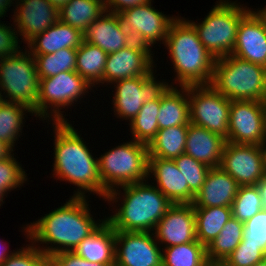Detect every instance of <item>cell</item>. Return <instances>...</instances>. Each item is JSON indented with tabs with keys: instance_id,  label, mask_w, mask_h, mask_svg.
Instances as JSON below:
<instances>
[{
	"instance_id": "d4e9b609",
	"label": "cell",
	"mask_w": 266,
	"mask_h": 266,
	"mask_svg": "<svg viewBox=\"0 0 266 266\" xmlns=\"http://www.w3.org/2000/svg\"><path fill=\"white\" fill-rule=\"evenodd\" d=\"M73 252L83 259L101 264H115V230L105 220L84 238Z\"/></svg>"
},
{
	"instance_id": "4fadbf2b",
	"label": "cell",
	"mask_w": 266,
	"mask_h": 266,
	"mask_svg": "<svg viewBox=\"0 0 266 266\" xmlns=\"http://www.w3.org/2000/svg\"><path fill=\"white\" fill-rule=\"evenodd\" d=\"M117 14L133 41L150 49L157 41H162V44H165L168 28L176 18V16H166L157 11L152 7V0L123 9Z\"/></svg>"
},
{
	"instance_id": "ee69618b",
	"label": "cell",
	"mask_w": 266,
	"mask_h": 266,
	"mask_svg": "<svg viewBox=\"0 0 266 266\" xmlns=\"http://www.w3.org/2000/svg\"><path fill=\"white\" fill-rule=\"evenodd\" d=\"M149 0H104L106 10L119 13L123 9L148 2Z\"/></svg>"
},
{
	"instance_id": "9a60e30c",
	"label": "cell",
	"mask_w": 266,
	"mask_h": 266,
	"mask_svg": "<svg viewBox=\"0 0 266 266\" xmlns=\"http://www.w3.org/2000/svg\"><path fill=\"white\" fill-rule=\"evenodd\" d=\"M220 167L240 186L257 185L266 174L260 145L226 142Z\"/></svg>"
},
{
	"instance_id": "bcb514c9",
	"label": "cell",
	"mask_w": 266,
	"mask_h": 266,
	"mask_svg": "<svg viewBox=\"0 0 266 266\" xmlns=\"http://www.w3.org/2000/svg\"><path fill=\"white\" fill-rule=\"evenodd\" d=\"M13 153V149L3 141H0V160L7 159Z\"/></svg>"
},
{
	"instance_id": "74e56055",
	"label": "cell",
	"mask_w": 266,
	"mask_h": 266,
	"mask_svg": "<svg viewBox=\"0 0 266 266\" xmlns=\"http://www.w3.org/2000/svg\"><path fill=\"white\" fill-rule=\"evenodd\" d=\"M13 155L14 153L7 159L0 160V187L6 193L19 188L28 179L26 172Z\"/></svg>"
},
{
	"instance_id": "ba28073f",
	"label": "cell",
	"mask_w": 266,
	"mask_h": 266,
	"mask_svg": "<svg viewBox=\"0 0 266 266\" xmlns=\"http://www.w3.org/2000/svg\"><path fill=\"white\" fill-rule=\"evenodd\" d=\"M21 51L0 59V100L25 104L36 117L39 86L36 62L27 48Z\"/></svg>"
},
{
	"instance_id": "f546056e",
	"label": "cell",
	"mask_w": 266,
	"mask_h": 266,
	"mask_svg": "<svg viewBox=\"0 0 266 266\" xmlns=\"http://www.w3.org/2000/svg\"><path fill=\"white\" fill-rule=\"evenodd\" d=\"M244 235V223L232 217L224 225L207 249V259L210 265L223 263L240 244Z\"/></svg>"
},
{
	"instance_id": "d6a6232c",
	"label": "cell",
	"mask_w": 266,
	"mask_h": 266,
	"mask_svg": "<svg viewBox=\"0 0 266 266\" xmlns=\"http://www.w3.org/2000/svg\"><path fill=\"white\" fill-rule=\"evenodd\" d=\"M162 266H210L207 249L198 240L162 248Z\"/></svg>"
},
{
	"instance_id": "8fae6325",
	"label": "cell",
	"mask_w": 266,
	"mask_h": 266,
	"mask_svg": "<svg viewBox=\"0 0 266 266\" xmlns=\"http://www.w3.org/2000/svg\"><path fill=\"white\" fill-rule=\"evenodd\" d=\"M115 88L113 94V110L118 118L132 119L138 114L145 102L161 99L171 86L164 81H157L152 71L148 75L126 78L112 83Z\"/></svg>"
},
{
	"instance_id": "7dc6e473",
	"label": "cell",
	"mask_w": 266,
	"mask_h": 266,
	"mask_svg": "<svg viewBox=\"0 0 266 266\" xmlns=\"http://www.w3.org/2000/svg\"><path fill=\"white\" fill-rule=\"evenodd\" d=\"M44 266H64L54 255H45Z\"/></svg>"
},
{
	"instance_id": "ffe728a7",
	"label": "cell",
	"mask_w": 266,
	"mask_h": 266,
	"mask_svg": "<svg viewBox=\"0 0 266 266\" xmlns=\"http://www.w3.org/2000/svg\"><path fill=\"white\" fill-rule=\"evenodd\" d=\"M150 175L156 180L154 185L173 204H193L195 195L174 160L148 157V177Z\"/></svg>"
},
{
	"instance_id": "5bb4252c",
	"label": "cell",
	"mask_w": 266,
	"mask_h": 266,
	"mask_svg": "<svg viewBox=\"0 0 266 266\" xmlns=\"http://www.w3.org/2000/svg\"><path fill=\"white\" fill-rule=\"evenodd\" d=\"M115 265L162 266V249L154 233L115 231Z\"/></svg>"
},
{
	"instance_id": "6da1fadb",
	"label": "cell",
	"mask_w": 266,
	"mask_h": 266,
	"mask_svg": "<svg viewBox=\"0 0 266 266\" xmlns=\"http://www.w3.org/2000/svg\"><path fill=\"white\" fill-rule=\"evenodd\" d=\"M87 202L89 201L86 200V197L72 196L63 206L45 214L37 221L27 224V227H24L27 239L45 255L73 251L104 221L103 219L98 223L95 221ZM36 243L47 245H45L46 247L42 245L41 248ZM49 244L50 246H48Z\"/></svg>"
},
{
	"instance_id": "ab89813d",
	"label": "cell",
	"mask_w": 266,
	"mask_h": 266,
	"mask_svg": "<svg viewBox=\"0 0 266 266\" xmlns=\"http://www.w3.org/2000/svg\"><path fill=\"white\" fill-rule=\"evenodd\" d=\"M266 258V253L258 246L243 245L241 242L223 263L216 266H254Z\"/></svg>"
},
{
	"instance_id": "c3c4849f",
	"label": "cell",
	"mask_w": 266,
	"mask_h": 266,
	"mask_svg": "<svg viewBox=\"0 0 266 266\" xmlns=\"http://www.w3.org/2000/svg\"><path fill=\"white\" fill-rule=\"evenodd\" d=\"M13 0H0V17L2 18L3 16H5L6 12L8 11V9L10 8V6H12L11 4H13L12 2ZM0 18V19H1Z\"/></svg>"
},
{
	"instance_id": "277c9868",
	"label": "cell",
	"mask_w": 266,
	"mask_h": 266,
	"mask_svg": "<svg viewBox=\"0 0 266 266\" xmlns=\"http://www.w3.org/2000/svg\"><path fill=\"white\" fill-rule=\"evenodd\" d=\"M169 50L174 80L180 86L210 85L216 58L201 43L198 33L183 17L170 24L164 44Z\"/></svg>"
},
{
	"instance_id": "484cf974",
	"label": "cell",
	"mask_w": 266,
	"mask_h": 266,
	"mask_svg": "<svg viewBox=\"0 0 266 266\" xmlns=\"http://www.w3.org/2000/svg\"><path fill=\"white\" fill-rule=\"evenodd\" d=\"M172 85L160 99L157 116L159 130L174 126H188L190 123L188 86H180L181 89L178 90V87Z\"/></svg>"
},
{
	"instance_id": "db71d44e",
	"label": "cell",
	"mask_w": 266,
	"mask_h": 266,
	"mask_svg": "<svg viewBox=\"0 0 266 266\" xmlns=\"http://www.w3.org/2000/svg\"><path fill=\"white\" fill-rule=\"evenodd\" d=\"M6 194L7 193L0 187V206L2 205V203H4L3 200H4V196L7 197Z\"/></svg>"
},
{
	"instance_id": "f1b7e54d",
	"label": "cell",
	"mask_w": 266,
	"mask_h": 266,
	"mask_svg": "<svg viewBox=\"0 0 266 266\" xmlns=\"http://www.w3.org/2000/svg\"><path fill=\"white\" fill-rule=\"evenodd\" d=\"M188 126H174L158 130L148 145V157L171 159L185 153Z\"/></svg>"
},
{
	"instance_id": "f5cc1de1",
	"label": "cell",
	"mask_w": 266,
	"mask_h": 266,
	"mask_svg": "<svg viewBox=\"0 0 266 266\" xmlns=\"http://www.w3.org/2000/svg\"><path fill=\"white\" fill-rule=\"evenodd\" d=\"M261 147H262V150H263L264 168H265V173H266V140L261 145Z\"/></svg>"
},
{
	"instance_id": "836d02e7",
	"label": "cell",
	"mask_w": 266,
	"mask_h": 266,
	"mask_svg": "<svg viewBox=\"0 0 266 266\" xmlns=\"http://www.w3.org/2000/svg\"><path fill=\"white\" fill-rule=\"evenodd\" d=\"M160 99L145 102L138 114L132 119L130 130L132 139L149 145L159 130L157 116L159 115Z\"/></svg>"
},
{
	"instance_id": "11a10c76",
	"label": "cell",
	"mask_w": 266,
	"mask_h": 266,
	"mask_svg": "<svg viewBox=\"0 0 266 266\" xmlns=\"http://www.w3.org/2000/svg\"><path fill=\"white\" fill-rule=\"evenodd\" d=\"M254 266H266V258H264L262 261L256 263Z\"/></svg>"
},
{
	"instance_id": "60d3db41",
	"label": "cell",
	"mask_w": 266,
	"mask_h": 266,
	"mask_svg": "<svg viewBox=\"0 0 266 266\" xmlns=\"http://www.w3.org/2000/svg\"><path fill=\"white\" fill-rule=\"evenodd\" d=\"M45 254L37 246L29 244L26 247L10 253L1 266H43Z\"/></svg>"
},
{
	"instance_id": "d6986e66",
	"label": "cell",
	"mask_w": 266,
	"mask_h": 266,
	"mask_svg": "<svg viewBox=\"0 0 266 266\" xmlns=\"http://www.w3.org/2000/svg\"><path fill=\"white\" fill-rule=\"evenodd\" d=\"M231 55L266 67V25L251 8L240 20Z\"/></svg>"
},
{
	"instance_id": "f35d334b",
	"label": "cell",
	"mask_w": 266,
	"mask_h": 266,
	"mask_svg": "<svg viewBox=\"0 0 266 266\" xmlns=\"http://www.w3.org/2000/svg\"><path fill=\"white\" fill-rule=\"evenodd\" d=\"M243 245L258 246L266 253V210L263 209L244 223Z\"/></svg>"
},
{
	"instance_id": "3957f363",
	"label": "cell",
	"mask_w": 266,
	"mask_h": 266,
	"mask_svg": "<svg viewBox=\"0 0 266 266\" xmlns=\"http://www.w3.org/2000/svg\"><path fill=\"white\" fill-rule=\"evenodd\" d=\"M147 183L148 180L123 185L107 193L105 201L108 203L118 202L123 196L115 214L105 218L115 231L153 232L173 205L156 186Z\"/></svg>"
},
{
	"instance_id": "1f68e13d",
	"label": "cell",
	"mask_w": 266,
	"mask_h": 266,
	"mask_svg": "<svg viewBox=\"0 0 266 266\" xmlns=\"http://www.w3.org/2000/svg\"><path fill=\"white\" fill-rule=\"evenodd\" d=\"M26 111L34 116L33 110L25 104L0 100V141L8 144L12 149L22 133Z\"/></svg>"
},
{
	"instance_id": "681fc988",
	"label": "cell",
	"mask_w": 266,
	"mask_h": 266,
	"mask_svg": "<svg viewBox=\"0 0 266 266\" xmlns=\"http://www.w3.org/2000/svg\"><path fill=\"white\" fill-rule=\"evenodd\" d=\"M3 246H4V244L2 245V242L0 240V266L6 261V259L10 255L9 253L12 252V251L9 252V250L7 251L6 246L5 247H3Z\"/></svg>"
},
{
	"instance_id": "2e32d148",
	"label": "cell",
	"mask_w": 266,
	"mask_h": 266,
	"mask_svg": "<svg viewBox=\"0 0 266 266\" xmlns=\"http://www.w3.org/2000/svg\"><path fill=\"white\" fill-rule=\"evenodd\" d=\"M151 50L133 41L119 51L108 54L102 84L150 74L156 68Z\"/></svg>"
},
{
	"instance_id": "4dcf8cb0",
	"label": "cell",
	"mask_w": 266,
	"mask_h": 266,
	"mask_svg": "<svg viewBox=\"0 0 266 266\" xmlns=\"http://www.w3.org/2000/svg\"><path fill=\"white\" fill-rule=\"evenodd\" d=\"M108 54L101 48L83 41L77 48L75 71L83 77L91 87L102 84L103 73Z\"/></svg>"
},
{
	"instance_id": "7402d4cb",
	"label": "cell",
	"mask_w": 266,
	"mask_h": 266,
	"mask_svg": "<svg viewBox=\"0 0 266 266\" xmlns=\"http://www.w3.org/2000/svg\"><path fill=\"white\" fill-rule=\"evenodd\" d=\"M239 187L238 182L221 167L210 168L193 207H231Z\"/></svg>"
},
{
	"instance_id": "f6af8a7d",
	"label": "cell",
	"mask_w": 266,
	"mask_h": 266,
	"mask_svg": "<svg viewBox=\"0 0 266 266\" xmlns=\"http://www.w3.org/2000/svg\"><path fill=\"white\" fill-rule=\"evenodd\" d=\"M257 187L261 195L263 208L266 210V174L258 182Z\"/></svg>"
},
{
	"instance_id": "e575fe53",
	"label": "cell",
	"mask_w": 266,
	"mask_h": 266,
	"mask_svg": "<svg viewBox=\"0 0 266 266\" xmlns=\"http://www.w3.org/2000/svg\"><path fill=\"white\" fill-rule=\"evenodd\" d=\"M39 79L65 71H75L77 49L63 48L53 54L33 55Z\"/></svg>"
},
{
	"instance_id": "9c48e42d",
	"label": "cell",
	"mask_w": 266,
	"mask_h": 266,
	"mask_svg": "<svg viewBox=\"0 0 266 266\" xmlns=\"http://www.w3.org/2000/svg\"><path fill=\"white\" fill-rule=\"evenodd\" d=\"M88 89H92L91 85L76 71H65L39 79L36 117L43 121L50 119L52 122H67L66 115L60 110L76 104L74 102L81 96L83 98L86 92L89 93Z\"/></svg>"
},
{
	"instance_id": "52a82bcc",
	"label": "cell",
	"mask_w": 266,
	"mask_h": 266,
	"mask_svg": "<svg viewBox=\"0 0 266 266\" xmlns=\"http://www.w3.org/2000/svg\"><path fill=\"white\" fill-rule=\"evenodd\" d=\"M228 1H217L201 24L190 22L203 46L216 59L232 54L240 20L250 10L240 3Z\"/></svg>"
},
{
	"instance_id": "7bdbcfd3",
	"label": "cell",
	"mask_w": 266,
	"mask_h": 266,
	"mask_svg": "<svg viewBox=\"0 0 266 266\" xmlns=\"http://www.w3.org/2000/svg\"><path fill=\"white\" fill-rule=\"evenodd\" d=\"M64 266H113L114 264H101L91 262L76 255L73 251H64L54 255Z\"/></svg>"
},
{
	"instance_id": "7c38bea8",
	"label": "cell",
	"mask_w": 266,
	"mask_h": 266,
	"mask_svg": "<svg viewBox=\"0 0 266 266\" xmlns=\"http://www.w3.org/2000/svg\"><path fill=\"white\" fill-rule=\"evenodd\" d=\"M266 140V102L232 100L226 142L262 145Z\"/></svg>"
},
{
	"instance_id": "f907efd6",
	"label": "cell",
	"mask_w": 266,
	"mask_h": 266,
	"mask_svg": "<svg viewBox=\"0 0 266 266\" xmlns=\"http://www.w3.org/2000/svg\"><path fill=\"white\" fill-rule=\"evenodd\" d=\"M48 1L59 10L69 0H48Z\"/></svg>"
},
{
	"instance_id": "b9f144b4",
	"label": "cell",
	"mask_w": 266,
	"mask_h": 266,
	"mask_svg": "<svg viewBox=\"0 0 266 266\" xmlns=\"http://www.w3.org/2000/svg\"><path fill=\"white\" fill-rule=\"evenodd\" d=\"M17 30L0 21V59L18 53L19 45Z\"/></svg>"
},
{
	"instance_id": "44dd1931",
	"label": "cell",
	"mask_w": 266,
	"mask_h": 266,
	"mask_svg": "<svg viewBox=\"0 0 266 266\" xmlns=\"http://www.w3.org/2000/svg\"><path fill=\"white\" fill-rule=\"evenodd\" d=\"M84 41L110 54L130 45L133 39L123 27L119 15L106 10L88 26L84 32Z\"/></svg>"
},
{
	"instance_id": "8d00e7d4",
	"label": "cell",
	"mask_w": 266,
	"mask_h": 266,
	"mask_svg": "<svg viewBox=\"0 0 266 266\" xmlns=\"http://www.w3.org/2000/svg\"><path fill=\"white\" fill-rule=\"evenodd\" d=\"M174 161L185 181L188 182L189 190L196 196L206 180L210 167L185 153L175 158Z\"/></svg>"
},
{
	"instance_id": "83f0119b",
	"label": "cell",
	"mask_w": 266,
	"mask_h": 266,
	"mask_svg": "<svg viewBox=\"0 0 266 266\" xmlns=\"http://www.w3.org/2000/svg\"><path fill=\"white\" fill-rule=\"evenodd\" d=\"M197 240L207 247L232 218L231 207L194 208Z\"/></svg>"
},
{
	"instance_id": "d590c367",
	"label": "cell",
	"mask_w": 266,
	"mask_h": 266,
	"mask_svg": "<svg viewBox=\"0 0 266 266\" xmlns=\"http://www.w3.org/2000/svg\"><path fill=\"white\" fill-rule=\"evenodd\" d=\"M263 209L262 199L257 185L239 187L231 205L232 217L245 223Z\"/></svg>"
},
{
	"instance_id": "816d5d0a",
	"label": "cell",
	"mask_w": 266,
	"mask_h": 266,
	"mask_svg": "<svg viewBox=\"0 0 266 266\" xmlns=\"http://www.w3.org/2000/svg\"><path fill=\"white\" fill-rule=\"evenodd\" d=\"M266 25V7L256 11Z\"/></svg>"
},
{
	"instance_id": "603a6c76",
	"label": "cell",
	"mask_w": 266,
	"mask_h": 266,
	"mask_svg": "<svg viewBox=\"0 0 266 266\" xmlns=\"http://www.w3.org/2000/svg\"><path fill=\"white\" fill-rule=\"evenodd\" d=\"M226 139L204 127L189 123L185 154L210 168L220 167Z\"/></svg>"
},
{
	"instance_id": "5b68a950",
	"label": "cell",
	"mask_w": 266,
	"mask_h": 266,
	"mask_svg": "<svg viewBox=\"0 0 266 266\" xmlns=\"http://www.w3.org/2000/svg\"><path fill=\"white\" fill-rule=\"evenodd\" d=\"M210 85L231 101L266 102V67L234 55L217 58Z\"/></svg>"
},
{
	"instance_id": "ac0fdd59",
	"label": "cell",
	"mask_w": 266,
	"mask_h": 266,
	"mask_svg": "<svg viewBox=\"0 0 266 266\" xmlns=\"http://www.w3.org/2000/svg\"><path fill=\"white\" fill-rule=\"evenodd\" d=\"M15 4L13 28L25 44L59 20L58 9L48 0H20Z\"/></svg>"
},
{
	"instance_id": "30bf717a",
	"label": "cell",
	"mask_w": 266,
	"mask_h": 266,
	"mask_svg": "<svg viewBox=\"0 0 266 266\" xmlns=\"http://www.w3.org/2000/svg\"><path fill=\"white\" fill-rule=\"evenodd\" d=\"M190 123L227 139L231 100L211 85L188 86Z\"/></svg>"
},
{
	"instance_id": "cb8c5ba5",
	"label": "cell",
	"mask_w": 266,
	"mask_h": 266,
	"mask_svg": "<svg viewBox=\"0 0 266 266\" xmlns=\"http://www.w3.org/2000/svg\"><path fill=\"white\" fill-rule=\"evenodd\" d=\"M84 41V33L58 20L27 45L32 55L53 54L63 48L77 49Z\"/></svg>"
},
{
	"instance_id": "4316f807",
	"label": "cell",
	"mask_w": 266,
	"mask_h": 266,
	"mask_svg": "<svg viewBox=\"0 0 266 266\" xmlns=\"http://www.w3.org/2000/svg\"><path fill=\"white\" fill-rule=\"evenodd\" d=\"M106 11L104 0H69L59 10V20L83 33Z\"/></svg>"
},
{
	"instance_id": "8992f818",
	"label": "cell",
	"mask_w": 266,
	"mask_h": 266,
	"mask_svg": "<svg viewBox=\"0 0 266 266\" xmlns=\"http://www.w3.org/2000/svg\"><path fill=\"white\" fill-rule=\"evenodd\" d=\"M98 159L103 200L113 189L148 180V145L130 140L106 151Z\"/></svg>"
},
{
	"instance_id": "e0dca14e",
	"label": "cell",
	"mask_w": 266,
	"mask_h": 266,
	"mask_svg": "<svg viewBox=\"0 0 266 266\" xmlns=\"http://www.w3.org/2000/svg\"><path fill=\"white\" fill-rule=\"evenodd\" d=\"M155 239L166 247L197 240L193 204H173L157 223Z\"/></svg>"
},
{
	"instance_id": "7a4b0ae2",
	"label": "cell",
	"mask_w": 266,
	"mask_h": 266,
	"mask_svg": "<svg viewBox=\"0 0 266 266\" xmlns=\"http://www.w3.org/2000/svg\"><path fill=\"white\" fill-rule=\"evenodd\" d=\"M53 176L77 186L73 196L86 197L87 192L103 198V185L98 172V159L69 122H53Z\"/></svg>"
}]
</instances>
